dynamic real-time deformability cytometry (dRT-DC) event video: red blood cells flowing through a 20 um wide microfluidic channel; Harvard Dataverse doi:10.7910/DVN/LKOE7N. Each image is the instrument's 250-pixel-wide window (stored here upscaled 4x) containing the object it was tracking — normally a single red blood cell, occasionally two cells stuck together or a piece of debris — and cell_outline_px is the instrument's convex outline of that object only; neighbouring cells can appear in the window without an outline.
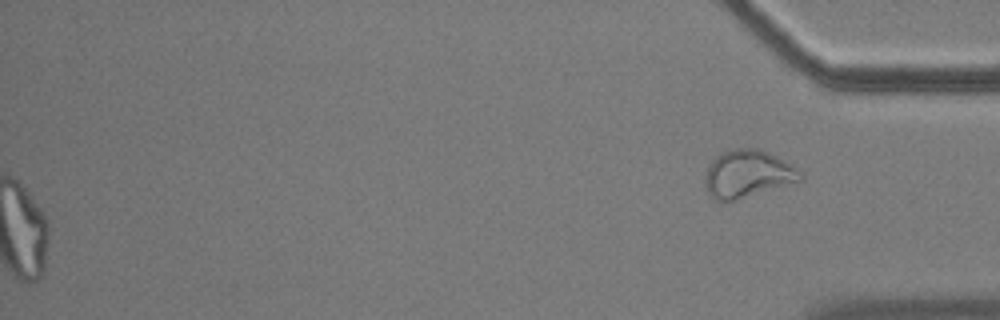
{"species": "common noctule bat (a hibernating species)", "species_latin": "Nyctalus noctula", "temperature_condition": "cold", "stored_images_in_passage": 41, "segment_of_instrument_passage": [2, 2], "camera_frame_rate_fps": 3000, "um_per_image_px": 0.085, "animal": {"sex": "male", "body_mass_g": 17.9}, "frame": {"image": 1, "passage_image": 41, "time_ms": 13.333, "image_size_px": [1000, 320], "cell_outline_px": [[804, 176], [800, 180], [736, 200], [712, 200], [704, 184], [704, 180], [708, 164], [716, 156], [724, 152], [736, 148], [756, 148], [768, 152], [792, 164]], "centroid_in_image_um": [63.51, 14.77], "position_along_channel_um": 371.7, "area_um2": 26.13}}